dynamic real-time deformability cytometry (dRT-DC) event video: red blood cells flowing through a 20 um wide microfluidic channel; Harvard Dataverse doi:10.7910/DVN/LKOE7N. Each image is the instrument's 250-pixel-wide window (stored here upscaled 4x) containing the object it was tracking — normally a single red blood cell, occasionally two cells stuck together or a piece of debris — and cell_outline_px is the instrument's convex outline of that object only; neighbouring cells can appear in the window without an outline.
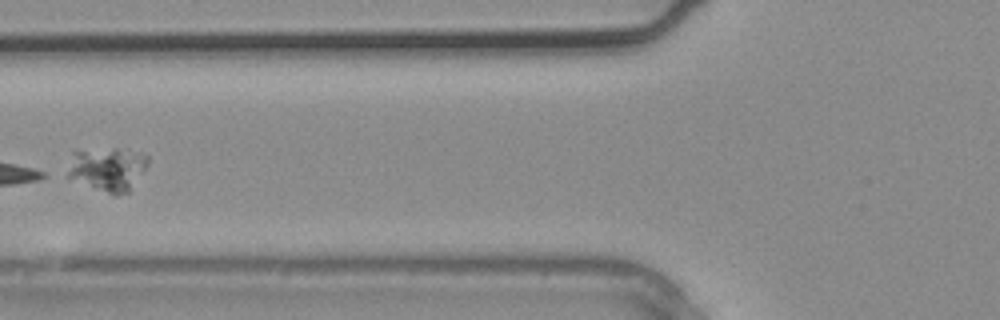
{"species": "common noctule bat (a hibernating species)", "species_latin": "Nyctalus noctula", "temperature_condition": "warm", "stored_images_in_passage": 4, "camera_frame_rate_fps": 3000, "um_per_image_px": 0.085, "animal": {"sex": "male", "body_mass_g": 20.4}, "frame": {"image": 1, "passage_image": 4, "time_ms": 1.0, "image_size_px": [1000, 320], "cell_outline_px": [[148, 164], [128, 192], [116, 196], [112, 196], [68, 176], [68, 172], [72, 152], [112, 148], [116, 148], [140, 152], [148, 156]], "centroid_in_image_um": [9.18, 14.37], "position_along_channel_um": 116.6, "area_um2": 20.11}}